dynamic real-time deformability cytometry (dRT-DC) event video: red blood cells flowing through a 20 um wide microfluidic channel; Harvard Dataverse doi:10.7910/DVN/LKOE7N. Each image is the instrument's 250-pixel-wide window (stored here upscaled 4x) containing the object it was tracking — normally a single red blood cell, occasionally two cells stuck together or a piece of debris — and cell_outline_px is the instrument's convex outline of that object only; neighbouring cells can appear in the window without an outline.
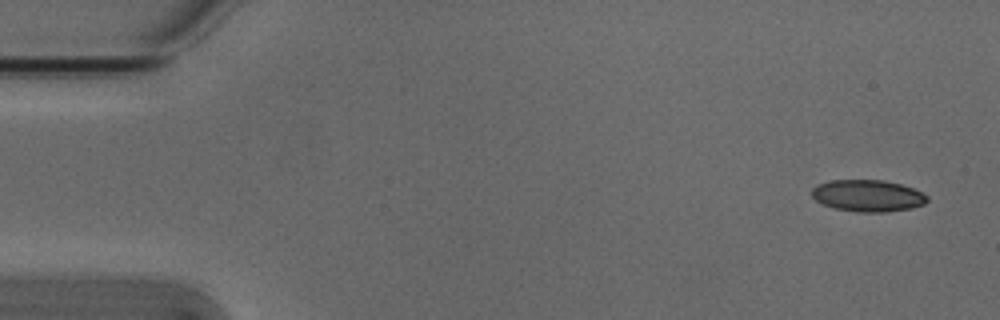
{"species": "Egyptian fruit bat (a non-hibernating species)", "species_latin": "Rousettus aegyptiacus", "temperature_condition": "cold", "stored_images_in_passage": 4, "camera_frame_rate_fps": 3000, "um_per_image_px": 0.085, "animal": {"sex": "male"}, "frame": {"image": 1, "passage_image": 1, "time_ms": 0.0, "image_size_px": [1000, 320], "cell_outline_px": [[928, 200], [924, 204], [912, 208], [884, 212], [856, 212], [836, 208], [824, 204], [816, 200], [812, 196], [812, 188], [816, 184], [828, 180], [884, 180], [900, 184], [912, 188], [928, 196]], "centroid_in_image_um": [73.75, 16.63], "position_along_channel_um": 11.3, "area_um2": 21.33}}
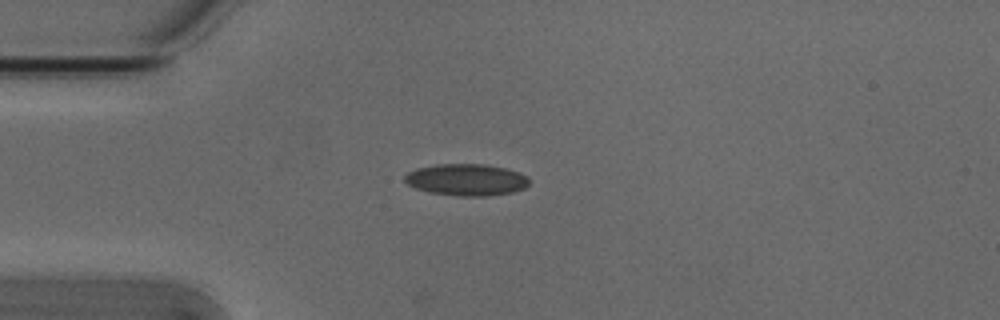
{"frame": {"image": 2, "passage_image": 4, "time_ms": 1.0, "image_size_px": [1000, 320], "cell_outline_px": [[528, 184], [524, 188], [512, 192], [488, 196], [460, 196], [432, 192], [416, 188], [408, 184], [404, 180], [404, 176], [408, 172], [416, 168], [436, 164], [484, 164], [504, 168], [520, 172], [528, 176]], "centroid_in_image_um": [39.65, 15.27], "position_along_channel_um": 45.3, "area_um2": 22.95}}